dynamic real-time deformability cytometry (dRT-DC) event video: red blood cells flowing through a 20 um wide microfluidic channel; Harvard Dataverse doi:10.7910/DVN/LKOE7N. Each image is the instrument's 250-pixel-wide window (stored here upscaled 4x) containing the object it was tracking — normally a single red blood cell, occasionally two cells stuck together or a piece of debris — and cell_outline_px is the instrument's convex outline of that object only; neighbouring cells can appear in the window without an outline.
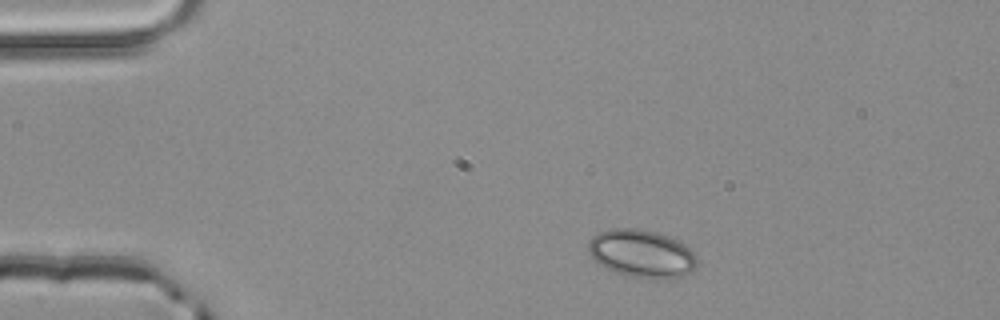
{"species": "common noctule bat (a hibernating species)", "species_latin": "Nyctalus noctula", "temperature_condition": "room temperature", "stored_images_in_passage": 2, "camera_frame_rate_fps": 3000, "um_per_image_px": 0.085, "animal": {"sex": "male", "body_mass_g": 20.4}, "frame": {"image": 1, "passage_image": 1, "time_ms": 0.0, "image_size_px": [1000, 320], "cell_outline_px": [[696, 264], [692, 272], [684, 276], [668, 280], [664, 280], [628, 276], [616, 272], [592, 260], [588, 252], [588, 240], [592, 236], [600, 232], [612, 228], [640, 228], [656, 232], [668, 236], [684, 244], [696, 256]], "centroid_in_image_um": [54.53, 21.57], "position_along_channel_um": 30.5, "area_um2": 30.63}}